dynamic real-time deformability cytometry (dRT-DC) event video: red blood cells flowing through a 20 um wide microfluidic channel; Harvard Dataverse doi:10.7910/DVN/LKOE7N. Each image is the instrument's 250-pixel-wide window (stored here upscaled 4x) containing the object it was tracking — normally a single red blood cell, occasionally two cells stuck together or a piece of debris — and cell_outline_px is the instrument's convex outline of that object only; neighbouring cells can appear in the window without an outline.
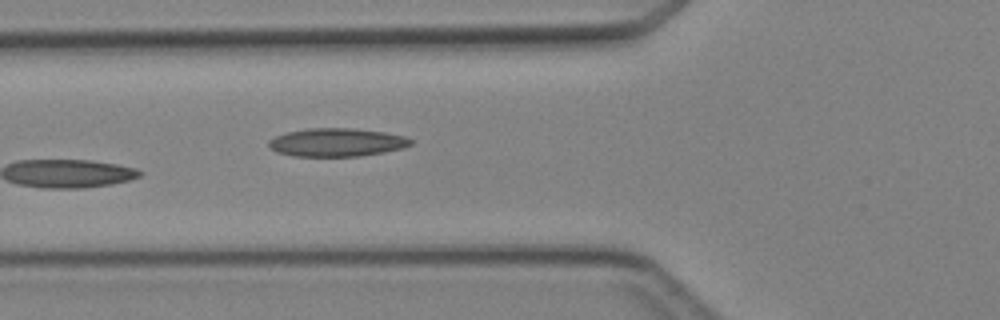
{"species": "Egyptian fruit bat (a non-hibernating species)", "species_latin": "Rousettus aegyptiacus", "temperature_condition": "cold", "stored_images_in_passage": 4, "camera_frame_rate_fps": 3000, "um_per_image_px": 0.085, "animal": {"sex": "female"}, "frame": {"image": 1, "passage_image": 4, "time_ms": 3.667, "image_size_px": [1000, 320], "cell_outline_px": [[412, 144], [404, 148], [384, 152], [360, 156], [292, 156], [276, 152], [268, 148], [268, 140], [276, 136], [288, 132], [308, 128], [352, 128], [384, 132], [404, 136], [412, 140]], "centroid_in_image_um": [28.6, 12.1], "position_along_channel_um": 97.2, "area_um2": 23.47}}